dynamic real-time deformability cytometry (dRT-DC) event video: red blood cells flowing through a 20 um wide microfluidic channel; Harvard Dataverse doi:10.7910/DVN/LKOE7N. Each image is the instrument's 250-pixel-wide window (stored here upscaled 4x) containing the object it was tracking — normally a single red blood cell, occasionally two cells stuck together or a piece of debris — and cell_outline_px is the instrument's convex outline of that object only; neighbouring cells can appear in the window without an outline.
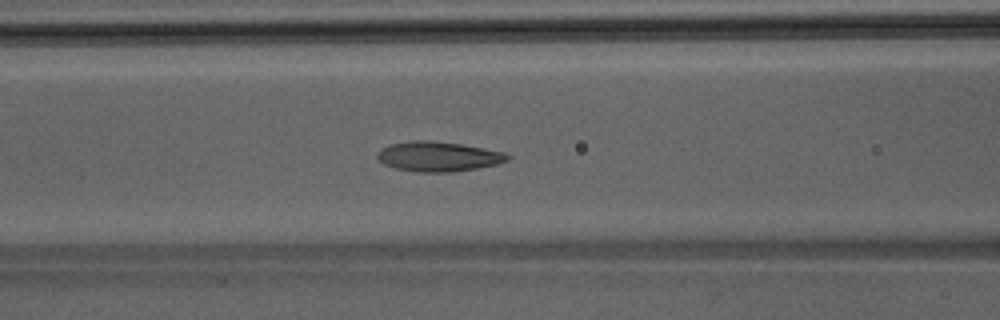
{"species": "Egyptian fruit bat (a non-hibernating species)", "species_latin": "Rousettus aegyptiacus", "temperature_condition": "room temperature", "stored_images_in_passage": 48, "camera_frame_rate_fps": 3000, "um_per_image_px": 0.085, "animal": {"sex": "male"}, "frame": {"image": 1, "passage_image": 20, "time_ms": 6.333, "image_size_px": [1000, 320], "cell_outline_px": [[512, 156], [508, 160], [496, 164], [476, 168], [452, 172], [420, 172], [396, 168], [384, 164], [376, 156], [376, 152], [388, 144], [416, 140], [428, 140], [460, 144], [504, 152]], "centroid_in_image_um": [37.23, 13.3], "position_along_channel_um": 129.4, "area_um2": 22.48}}
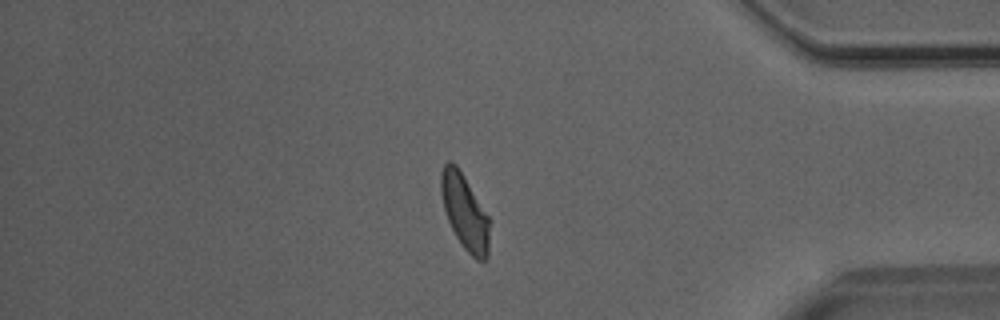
{"frame": {"image": 2, "passage_image": 41, "time_ms": 13.333, "image_size_px": [1000, 320], "cell_outline_px": [[492, 220], [488, 256], [484, 260], [476, 260], [464, 248], [456, 236], [448, 220], [444, 208], [440, 192], [440, 172], [444, 164], [448, 160], [452, 160], [456, 164], [464, 176]], "centroid_in_image_um": [39.54, 18.0], "position_along_channel_um": 395.7, "area_um2": 21.79}}
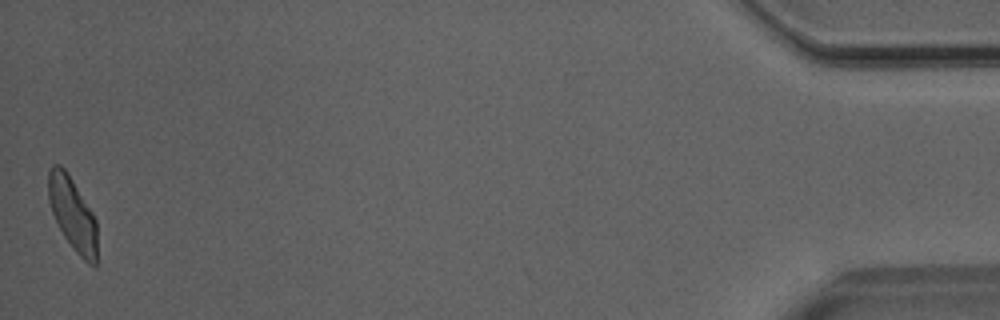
{"frame": {"image": 3, "passage_image": 48, "time_ms": 15.667, "image_size_px": [1000, 320], "cell_outline_px": [[96, 264], [88, 264], [72, 248], [64, 236], [52, 212], [48, 200], [48, 168], [52, 164], [60, 164], [68, 172], [92, 212], [96, 220]], "centroid_in_image_um": [6.14, 18.13], "position_along_channel_um": 429.1, "area_um2": 20.69}}